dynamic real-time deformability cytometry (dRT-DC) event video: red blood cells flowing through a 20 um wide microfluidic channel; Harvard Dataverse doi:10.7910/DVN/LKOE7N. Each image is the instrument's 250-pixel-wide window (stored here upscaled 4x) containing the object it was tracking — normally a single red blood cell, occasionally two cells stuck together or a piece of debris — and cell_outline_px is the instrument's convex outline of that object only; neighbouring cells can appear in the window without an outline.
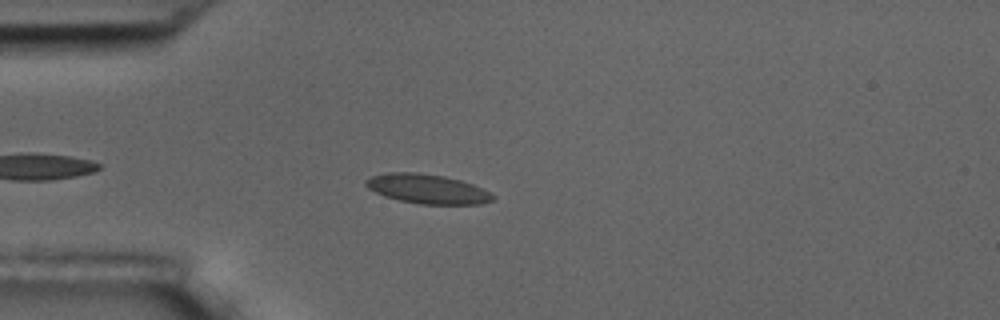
{"species": "common noctule bat (a hibernating species)", "species_latin": "Nyctalus noctula", "temperature_condition": "room temperature", "stored_images_in_passage": 1, "camera_frame_rate_fps": 3000, "um_per_image_px": 0.085, "animal": {"sex": "male", "body_mass_g": 17.5, "forearm_length_mm": 52.3}, "frame": {"image": 1, "passage_image": 1, "time_ms": 0.0, "image_size_px": [1000, 320], "cell_outline_px": [[496, 196], [492, 200], [480, 204], [420, 204], [400, 200], [384, 196], [368, 188], [364, 184], [364, 180], [372, 176], [392, 172], [416, 172], [444, 176], [460, 180], [472, 184]], "centroid_in_image_um": [36.3, 16.05], "position_along_channel_um": 48.7, "area_um2": 21.56}}